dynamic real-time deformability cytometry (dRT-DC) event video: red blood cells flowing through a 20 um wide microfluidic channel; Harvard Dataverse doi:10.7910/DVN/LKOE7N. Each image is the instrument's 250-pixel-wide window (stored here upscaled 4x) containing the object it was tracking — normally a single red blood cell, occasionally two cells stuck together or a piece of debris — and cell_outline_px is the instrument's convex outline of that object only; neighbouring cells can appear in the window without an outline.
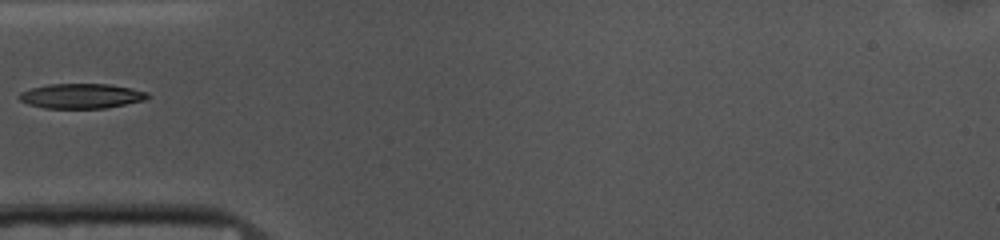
{"species": "common noctule bat (a hibernating species)", "species_latin": "Nyctalus noctula", "temperature_condition": "cold", "stored_images_in_passage": 38, "camera_frame_rate_fps": 3000, "um_per_image_px": 0.085, "animal": {"sex": "female", "body_mass_g": 10.0, "forearm_length_mm": 53.1}, "frame": {"image": 1, "passage_image": 1, "time_ms": 0.0, "image_size_px": [1000, 240], "cell_outline_px": [[152, 96], [144, 100], [104, 108], [44, 108], [28, 104], [20, 100], [16, 96], [20, 92], [32, 88], [48, 84], [108, 84], [132, 88], [148, 92]], "centroid_in_image_um": [6.91, 8.15], "position_along_channel_um": 78.1, "area_um2": 18.61}}
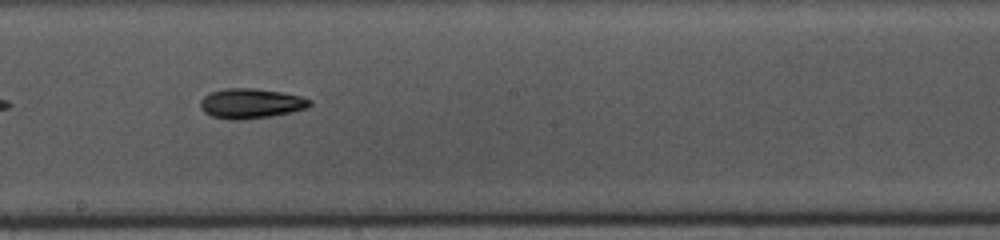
{"frame": {"image": 2, "passage_image": 13, "time_ms": 4.0, "image_size_px": [1000, 240], "cell_outline_px": [[312, 104], [308, 108], [292, 112], [268, 116], [240, 120], [228, 120], [212, 116], [204, 112], [200, 108], [200, 100], [208, 92], [224, 88], [256, 88], [280, 92], [300, 96], [312, 100]], "centroid_in_image_um": [21.3, 8.79], "position_along_channel_um": 226.9, "area_um2": 19.25}}
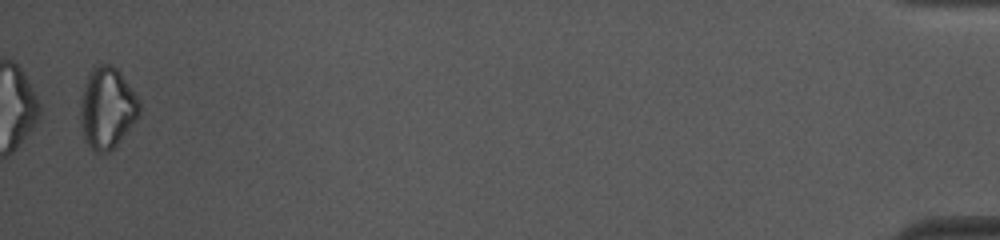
{"frame": {"image": 3, "passage_image": 37, "time_ms": 12.0, "image_size_px": [1000, 240], "cell_outline_px": [[140, 116], [116, 144], [108, 152], [96, 152], [84, 140], [80, 120], [80, 100], [84, 84], [88, 72], [96, 64], [112, 64], [120, 72], [140, 100]], "centroid_in_image_um": [9.09, 9.14], "position_along_channel_um": 426.1, "area_um2": 28.09}}